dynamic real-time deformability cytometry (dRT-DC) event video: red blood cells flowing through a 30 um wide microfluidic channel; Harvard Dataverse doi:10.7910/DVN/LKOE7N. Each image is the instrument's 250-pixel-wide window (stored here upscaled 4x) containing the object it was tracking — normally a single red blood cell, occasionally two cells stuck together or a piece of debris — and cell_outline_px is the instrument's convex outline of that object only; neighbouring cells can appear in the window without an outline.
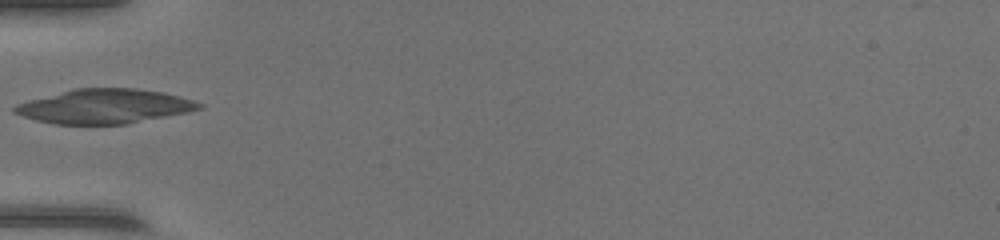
{"species": "common noctule bat (a hibernating species)", "species_latin": "Nyctalus noctula", "temperature_condition": "warm", "stored_images_in_passage": 21, "camera_frame_rate_fps": 3000, "um_per_image_px": 0.085, "animal": {"sex": "female", "body_mass_g": 17.0, "forearm_length_mm": 48.0}, "frame": {"image": 1, "passage_image": 1, "time_ms": 0.0, "image_size_px": [1000, 240], "cell_outline_px": [[204, 108], [188, 112], [128, 124], [52, 124], [36, 120], [12, 112], [12, 108], [16, 104], [28, 100], [76, 88], [136, 88], [160, 92], [180, 96], [204, 104]], "centroid_in_image_um": [8.89, 9.04], "position_along_channel_um": 76.1, "area_um2": 36.99}}